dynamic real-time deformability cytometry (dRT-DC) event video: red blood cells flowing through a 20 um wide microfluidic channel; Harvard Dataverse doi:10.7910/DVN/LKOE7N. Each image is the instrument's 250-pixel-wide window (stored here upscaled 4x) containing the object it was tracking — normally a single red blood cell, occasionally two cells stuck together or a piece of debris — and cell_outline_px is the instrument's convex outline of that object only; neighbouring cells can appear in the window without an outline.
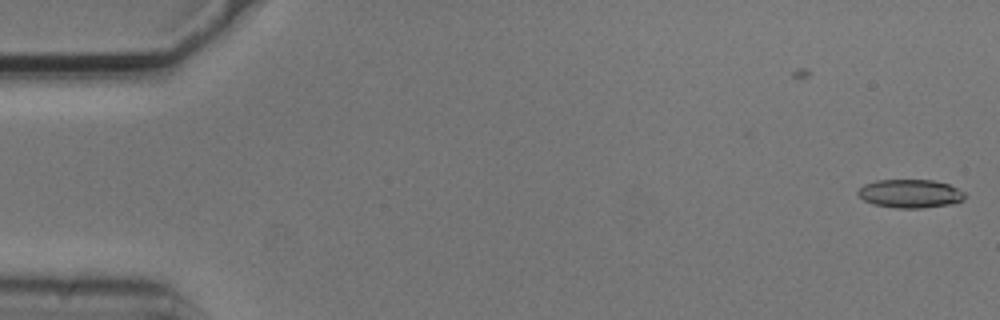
{"species": "common noctule bat (a hibernating species)", "species_latin": "Nyctalus noctula", "temperature_condition": "cold", "stored_images_in_passage": 6, "camera_frame_rate_fps": 3000, "um_per_image_px": 0.085, "animal": {"sex": "male", "body_mass_g": 20.5, "forearm_length_mm": 52.5}, "frame": {"image": 1, "passage_image": 1, "time_ms": 0.0, "image_size_px": [1000, 320], "cell_outline_px": [[964, 200], [952, 204], [920, 208], [896, 208], [872, 204], [864, 200], [856, 192], [864, 184], [876, 180], [932, 180], [948, 184], [964, 192]], "centroid_in_image_um": [77.35, 16.46], "position_along_channel_um": 7.7, "area_um2": 17.69}}